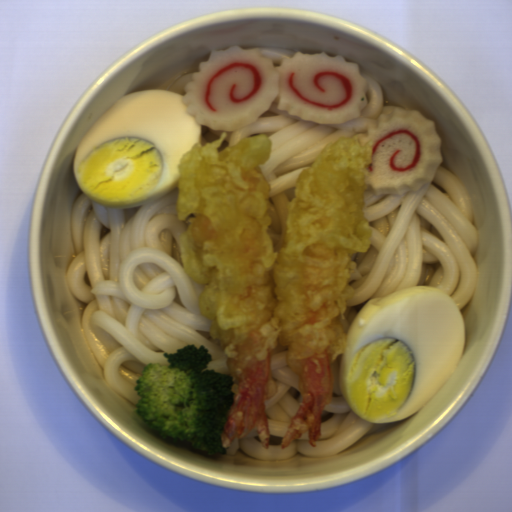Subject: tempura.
Masks as SVG:
<instances>
[{"mask_svg": "<svg viewBox=\"0 0 512 512\" xmlns=\"http://www.w3.org/2000/svg\"><path fill=\"white\" fill-rule=\"evenodd\" d=\"M226 137L183 154L176 196L178 220L188 221L178 240L182 265L204 286L199 310L224 350L235 393L221 442L225 449L257 429L268 449L265 402L277 393L273 351L286 346L302 400L281 449L305 432L314 448L333 399V363L349 346L354 257L368 252L373 236L363 206L374 144L360 145L359 135L340 138L298 175L283 247L275 252L271 187L259 167L269 161L272 141L253 135L218 152Z\"/></svg>", "mask_w": 512, "mask_h": 512, "instance_id": "1", "label": "tempura"}]
</instances>
